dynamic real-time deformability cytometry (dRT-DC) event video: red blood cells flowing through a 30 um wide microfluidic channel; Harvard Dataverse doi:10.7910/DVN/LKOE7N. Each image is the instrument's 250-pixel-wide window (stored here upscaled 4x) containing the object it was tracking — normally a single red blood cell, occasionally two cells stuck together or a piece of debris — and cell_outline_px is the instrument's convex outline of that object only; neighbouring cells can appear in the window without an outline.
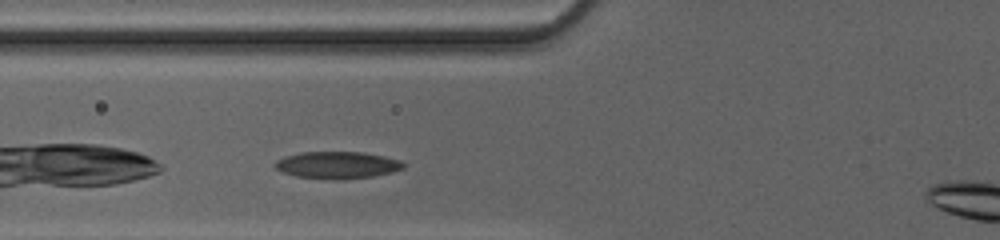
{"species": "common noctule bat (a hibernating species)", "species_latin": "Nyctalus noctula", "temperature_condition": "cold", "stored_images_in_passage": 27, "camera_frame_rate_fps": 3000, "um_per_image_px": 0.085, "animal": {"sex": "female", "body_mass_g": 20.0, "forearm_length_mm": 54.0}, "frame": {"image": 1, "passage_image": 3, "time_ms": 0.667, "image_size_px": [1000, 240], "cell_outline_px": [[404, 168], [392, 172], [372, 176], [332, 180], [296, 176], [284, 172], [276, 168], [272, 164], [276, 160], [284, 156], [300, 152], [364, 152], [384, 156], [400, 160], [404, 164]], "centroid_in_image_um": [28.64, 14.02], "position_along_channel_um": 97.2, "area_um2": 20.23}}
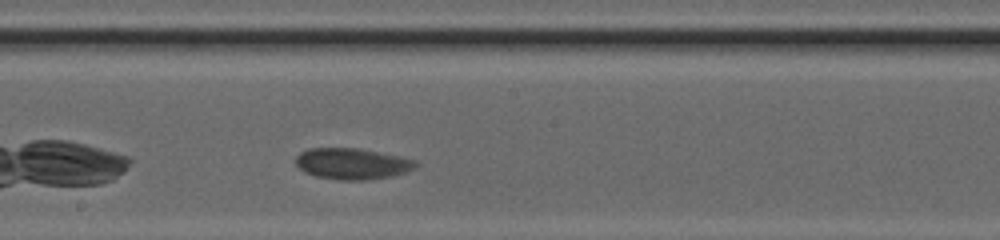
{"frame": {"image": 2, "passage_image": 12, "time_ms": 3.667, "image_size_px": [1000, 240], "cell_outline_px": [[416, 164], [408, 172], [392, 176], [364, 180], [340, 180], [316, 176], [304, 172], [296, 164], [296, 156], [300, 152], [308, 148], [356, 148], [416, 160]], "centroid_in_image_um": [29.89, 13.92], "position_along_channel_um": 218.3, "area_um2": 21.5}}
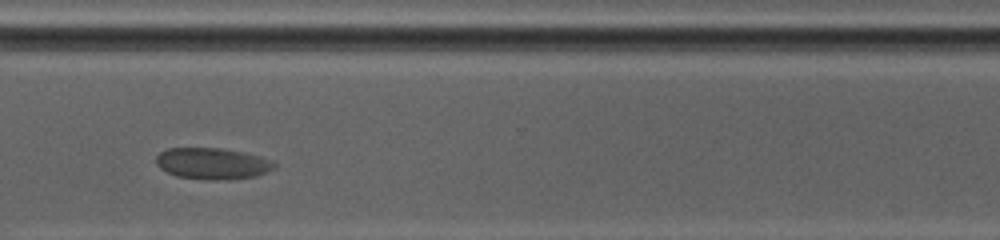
{"frame": {"image": 3, "passage_image": 22, "time_ms": 7.0, "image_size_px": [1000, 240], "cell_outline_px": [[276, 168], [268, 172], [256, 176], [228, 180], [212, 180], [176, 176], [160, 168], [156, 164], [156, 156], [160, 152], [168, 148], [220, 148], [244, 152], [272, 160], [276, 164]], "centroid_in_image_um": [18.08, 13.9], "position_along_channel_um": 352.5, "area_um2": 21.73}, "authors_computed_cell_mechanics": {"area_um2": 21.2704, "velocity_mm_per_s": 4.0306, "shape_relaxation_time_tau1_ms": 1.7975, "shape_relaxation_time_tau2_ms": 0.7875, "deformation_change_tau1": 0.0563, "deformation_change_tau2": 0.0358}}